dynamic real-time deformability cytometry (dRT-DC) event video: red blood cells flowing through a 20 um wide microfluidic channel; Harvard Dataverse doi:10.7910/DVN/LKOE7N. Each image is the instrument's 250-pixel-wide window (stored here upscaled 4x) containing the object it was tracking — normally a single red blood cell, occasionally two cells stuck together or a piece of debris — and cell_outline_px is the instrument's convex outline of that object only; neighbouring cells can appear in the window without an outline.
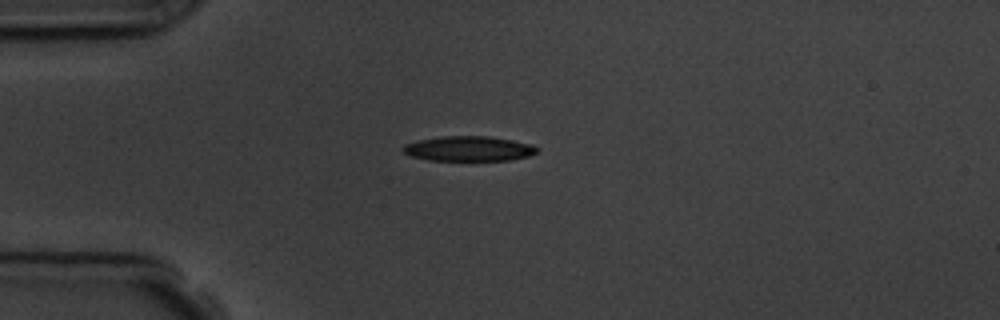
{"species": "common noctule bat (a hibernating species)", "species_latin": "Nyctalus noctula", "temperature_condition": "room temperature", "stored_images_in_passage": 3, "camera_frame_rate_fps": 3000, "um_per_image_px": 0.085, "animal": {"sex": "male", "body_mass_g": 19.5, "forearm_length_mm": 54.6}, "frame": {"image": 1, "passage_image": 3, "time_ms": 2.333, "image_size_px": [1000, 320], "cell_outline_px": [[540, 148], [536, 152], [528, 156], [512, 160], [428, 160], [412, 156], [404, 152], [400, 148], [404, 144], [416, 140], [440, 136], [488, 136], [512, 140], [532, 144]], "centroid_in_image_um": [39.82, 12.63], "position_along_channel_um": 45.2, "area_um2": 19.59}}